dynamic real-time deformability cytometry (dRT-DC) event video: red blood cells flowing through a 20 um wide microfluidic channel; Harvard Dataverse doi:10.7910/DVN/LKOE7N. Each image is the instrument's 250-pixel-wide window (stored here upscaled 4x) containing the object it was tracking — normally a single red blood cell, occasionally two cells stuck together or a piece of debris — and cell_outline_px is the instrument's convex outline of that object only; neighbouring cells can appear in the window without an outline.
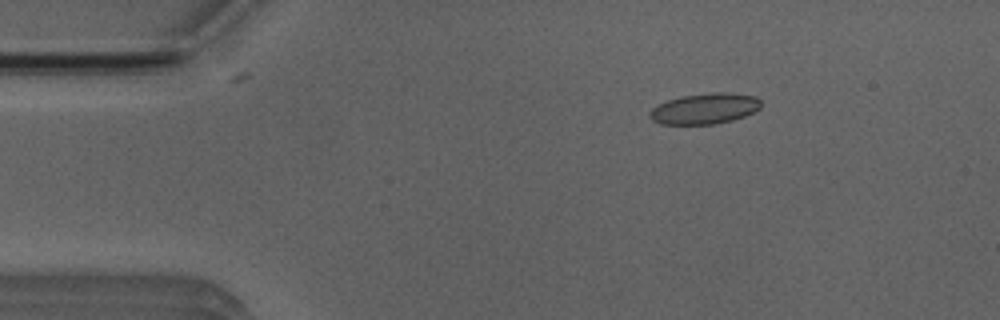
{"species": "Egyptian fruit bat (a non-hibernating species)", "species_latin": "Rousettus aegyptiacus", "temperature_condition": "room temperature", "stored_images_in_passage": 5, "camera_frame_rate_fps": 3000, "um_per_image_px": 0.085, "animal": {"sex": "male"}, "frame": {"image": 1, "passage_image": 3, "time_ms": 2.333, "image_size_px": [1000, 320], "cell_outline_px": [[760, 108], [744, 116], [732, 120], [712, 124], [660, 124], [652, 120], [648, 116], [652, 108], [668, 100], [680, 96], [712, 92], [724, 92], [756, 96], [760, 100]], "centroid_in_image_um": [59.88, 9.23], "position_along_channel_um": 25.1, "area_um2": 19.83}}